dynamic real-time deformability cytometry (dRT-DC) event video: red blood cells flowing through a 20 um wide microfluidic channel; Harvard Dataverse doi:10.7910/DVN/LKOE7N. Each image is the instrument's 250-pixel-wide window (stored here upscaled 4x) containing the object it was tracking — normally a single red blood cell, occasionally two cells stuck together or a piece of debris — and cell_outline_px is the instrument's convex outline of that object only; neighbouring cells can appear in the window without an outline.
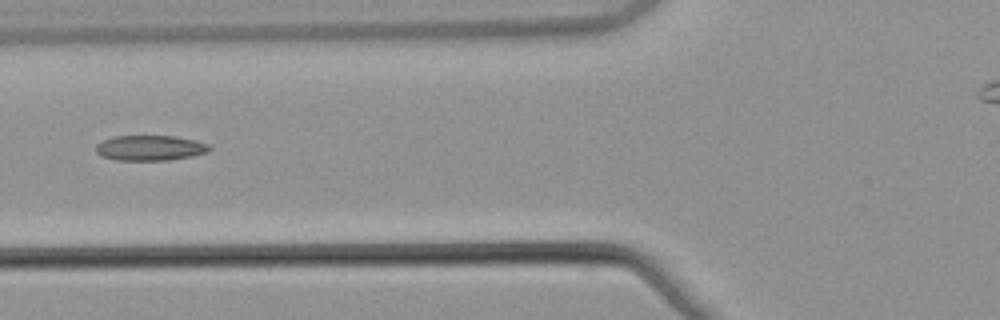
{"species": "common noctule bat (a hibernating species)", "species_latin": "Nyctalus noctula", "temperature_condition": "warm", "stored_images_in_passage": 2, "camera_frame_rate_fps": 3000, "um_per_image_px": 0.085, "animal": {"sex": "male", "body_mass_g": 21.5, "forearm_length_mm": 52.0}, "frame": {"image": 1, "passage_image": 2, "time_ms": 0.333, "image_size_px": [1000, 320], "cell_outline_px": [[212, 148], [208, 152], [192, 156], [172, 160], [116, 160], [100, 156], [96, 152], [96, 144], [100, 140], [116, 136], [176, 136], [196, 140], [208, 144]], "centroid_in_image_um": [12.75, 12.57], "position_along_channel_um": 113.0, "area_um2": 16.94}}